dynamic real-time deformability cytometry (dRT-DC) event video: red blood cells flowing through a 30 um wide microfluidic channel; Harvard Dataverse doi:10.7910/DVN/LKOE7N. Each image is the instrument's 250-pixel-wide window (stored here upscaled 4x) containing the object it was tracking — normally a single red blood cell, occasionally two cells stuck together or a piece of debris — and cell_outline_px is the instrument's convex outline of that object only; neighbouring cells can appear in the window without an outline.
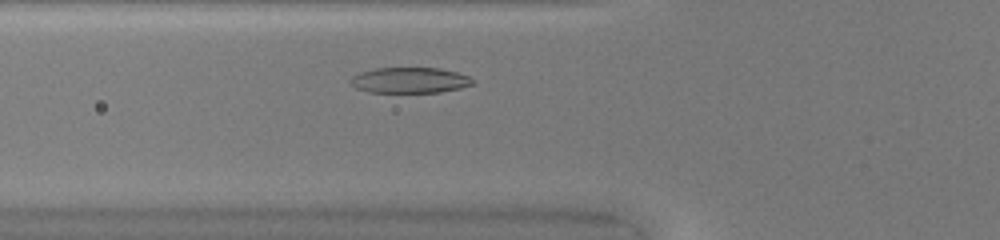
{"species": "common noctule bat (a hibernating species)", "species_latin": "Nyctalus noctula", "temperature_condition": "warm", "stored_images_in_passage": 30, "camera_frame_rate_fps": 3000, "um_per_image_px": 0.085, "animal": {"sex": "female", "body_mass_g": 20.0, "forearm_length_mm": 54.0}, "frame": {"image": 1, "passage_image": 6, "time_ms": 1.667, "image_size_px": [1000, 240], "cell_outline_px": [[472, 84], [460, 88], [440, 92], [368, 92], [356, 88], [348, 80], [352, 76], [360, 72], [376, 68], [440, 68], [456, 72], [468, 76], [472, 80]], "centroid_in_image_um": [34.79, 6.82], "position_along_channel_um": 91.0, "area_um2": 18.15}}
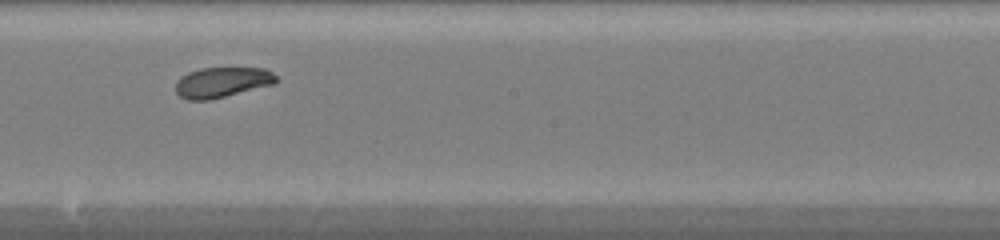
{"frame": {"image": 2, "passage_image": 16, "time_ms": 5.0, "image_size_px": [1000, 240], "cell_outline_px": [[280, 80], [276, 84], [208, 100], [188, 100], [180, 96], [176, 92], [176, 80], [180, 76], [188, 72], [200, 68], [264, 68], [272, 72]], "centroid_in_image_um": [18.89, 6.99], "position_along_channel_um": 229.3, "area_um2": 17.92}}
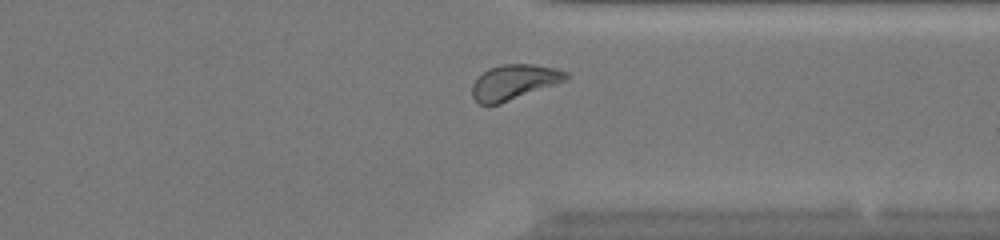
{"frame": {"image": 3, "passage_image": 26, "time_ms": 8.333, "image_size_px": [1000, 240], "cell_outline_px": [[568, 76], [564, 80], [556, 84], [500, 104], [480, 104], [472, 96], [472, 84], [488, 68], [500, 64], [532, 64], [556, 68], [568, 72]], "centroid_in_image_um": [43.69, 6.97], "position_along_channel_um": 367.7, "area_um2": 19.02}, "authors_computed_cell_mechanics": {"area_um2": 18.6983, "velocity_mm_per_s": 4.1582, "shape_relaxation_time_tau1_ms": 1.7941, "shape_relaxation_time_tau2_ms": 3.5963, "deformation_change_tau1": 0.0938, "deformation_change_tau2": 0.0941}}